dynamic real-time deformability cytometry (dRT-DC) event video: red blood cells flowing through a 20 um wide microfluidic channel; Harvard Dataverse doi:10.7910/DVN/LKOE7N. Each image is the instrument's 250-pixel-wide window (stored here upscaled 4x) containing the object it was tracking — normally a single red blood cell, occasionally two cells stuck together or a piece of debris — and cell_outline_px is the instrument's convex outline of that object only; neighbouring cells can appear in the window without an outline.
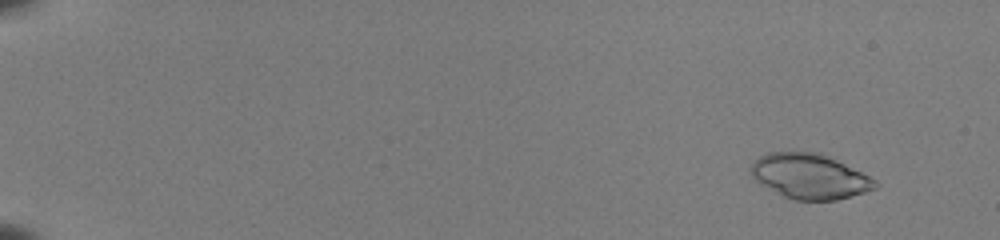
{"species": "common noctule bat (a hibernating species)", "species_latin": "Nyctalus noctula", "temperature_condition": "room temperature", "stored_images_in_passage": 53, "camera_frame_rate_fps": 3000, "um_per_image_px": 0.085, "animal": {"sex": "female", "body_mass_g": 22.0, "forearm_length_mm": 56.7}, "frame": {"image": 1, "passage_image": 5, "time_ms": 1.333, "image_size_px": [1000, 240], "cell_outline_px": [[880, 184], [876, 188], [864, 192], [836, 200], [792, 200], [784, 196], [756, 180], [752, 176], [752, 164], [760, 156], [768, 152], [820, 152], [876, 180]], "centroid_in_image_um": [68.84, 14.99], "position_along_channel_um": 16.2, "area_um2": 32.02}}